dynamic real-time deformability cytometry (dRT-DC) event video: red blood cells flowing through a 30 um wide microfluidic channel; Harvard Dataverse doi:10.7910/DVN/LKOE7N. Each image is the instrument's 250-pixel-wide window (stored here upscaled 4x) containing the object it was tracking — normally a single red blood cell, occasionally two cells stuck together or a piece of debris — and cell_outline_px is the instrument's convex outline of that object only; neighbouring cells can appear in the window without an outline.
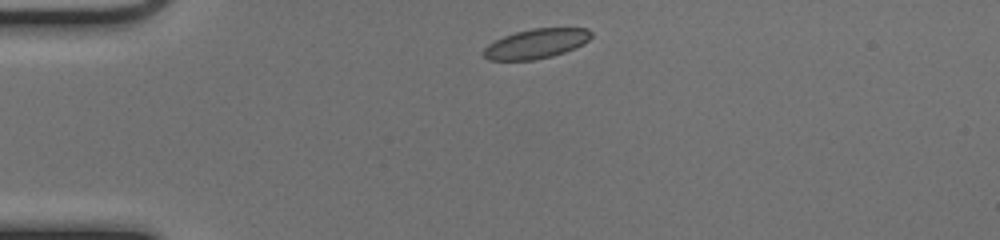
{"species": "common noctule bat (a hibernating species)", "species_latin": "Nyctalus noctula", "temperature_condition": "cold", "stored_images_in_passage": 41, "camera_frame_rate_fps": 3000, "um_per_image_px": 0.085, "animal": {"sex": "female", "body_mass_g": 17.0, "forearm_length_mm": 48.0}, "frame": {"image": 1, "passage_image": 1, "time_ms": 0.0, "image_size_px": [1000, 240], "cell_outline_px": [[592, 36], [588, 40], [564, 52], [552, 56], [532, 60], [488, 60], [484, 56], [484, 48], [488, 44], [504, 36], [516, 32], [532, 28], [588, 28], [592, 32]], "centroid_in_image_um": [45.56, 3.7], "position_along_channel_um": 39.4, "area_um2": 18.32}}
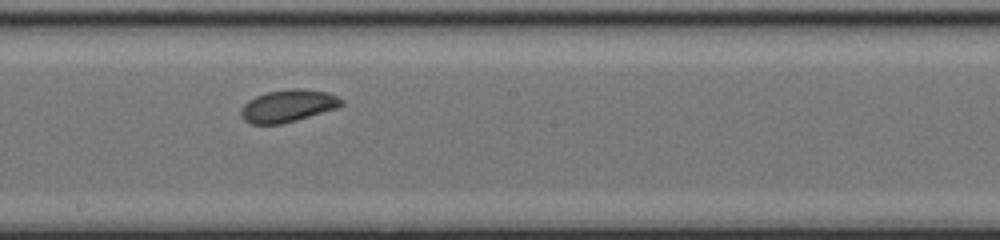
{"frame": {"image": 2, "passage_image": 18, "time_ms": 5.667, "image_size_px": [1000, 240], "cell_outline_px": [[344, 104], [336, 108], [296, 120], [280, 124], [252, 124], [244, 120], [240, 116], [240, 112], [244, 104], [248, 100], [256, 96], [268, 92], [292, 88], [304, 88], [328, 92], [344, 100]], "centroid_in_image_um": [24.48, 8.99], "position_along_channel_um": 223.7, "area_um2": 18.9}}
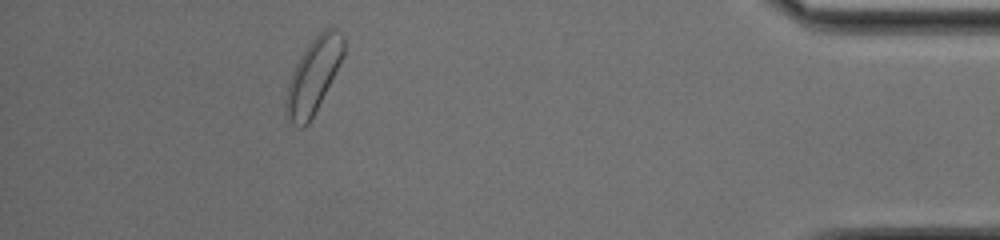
{"frame": {"image": 3, "passage_image": 36, "time_ms": 11.667, "image_size_px": [1000, 240], "cell_outline_px": [[344, 56], [308, 124], [304, 128], [296, 128], [288, 120], [288, 84], [292, 72], [300, 56], [308, 44], [324, 28], [336, 28], [344, 36]], "centroid_in_image_um": [26.67, 6.4], "position_along_channel_um": 408.5, "area_um2": 24.33}, "authors_computed_cell_mechanics": {"area_um2": 19.3052, "velocity_mm_per_s": 3.9352, "shape_relaxation_time_tau1_ms": 2.2474, "shape_relaxation_time_tau2_ms": 3.0715, "deformation_change_tau1": 0.0659, "deformation_change_tau2": 0.0696}}